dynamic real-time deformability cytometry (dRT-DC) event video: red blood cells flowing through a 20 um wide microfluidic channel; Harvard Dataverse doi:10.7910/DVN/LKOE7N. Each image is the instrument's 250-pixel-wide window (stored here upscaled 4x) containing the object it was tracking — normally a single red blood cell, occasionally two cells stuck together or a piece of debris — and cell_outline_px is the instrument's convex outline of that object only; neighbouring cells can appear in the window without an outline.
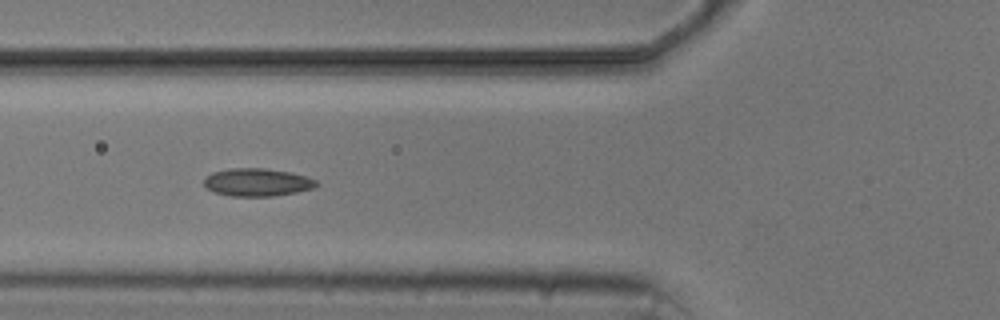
{"species": "common noctule bat (a hibernating species)", "species_latin": "Nyctalus noctula", "temperature_condition": "cold", "stored_images_in_passage": 10, "camera_frame_rate_fps": 3000, "um_per_image_px": 0.085, "animal": {"sex": "male", "body_mass_g": 20.5, "forearm_length_mm": 52.5}, "frame": {"image": 1, "passage_image": 5, "time_ms": 5.333, "image_size_px": [1000, 320], "cell_outline_px": [[320, 184], [316, 188], [296, 192], [272, 196], [232, 196], [216, 192], [208, 188], [204, 184], [204, 176], [212, 172], [232, 168], [264, 168], [292, 172], [316, 180]], "centroid_in_image_um": [21.89, 15.48], "position_along_channel_um": 103.9, "area_um2": 18.26}}
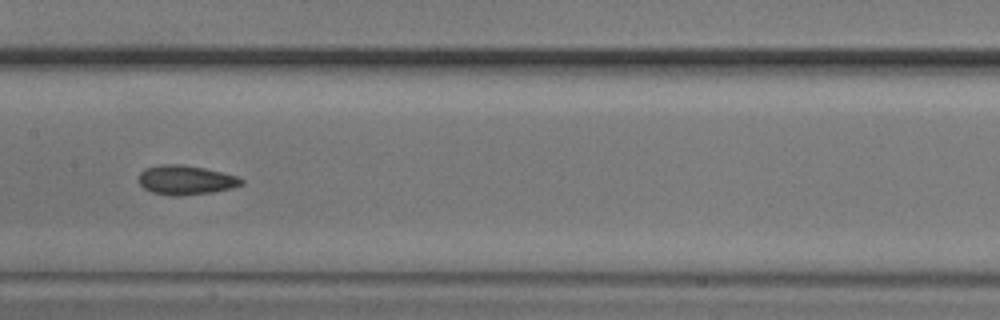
{"frame": {"image": 2, "passage_image": 7, "time_ms": 7.667, "image_size_px": [1000, 320], "cell_outline_px": [[244, 184], [232, 188], [212, 192], [176, 196], [168, 196], [152, 192], [144, 188], [140, 184], [140, 172], [144, 168], [160, 164], [180, 164], [204, 168], [236, 176], [244, 180]], "centroid_in_image_um": [15.78, 15.3], "position_along_channel_um": 191.6, "area_um2": 17.51}}
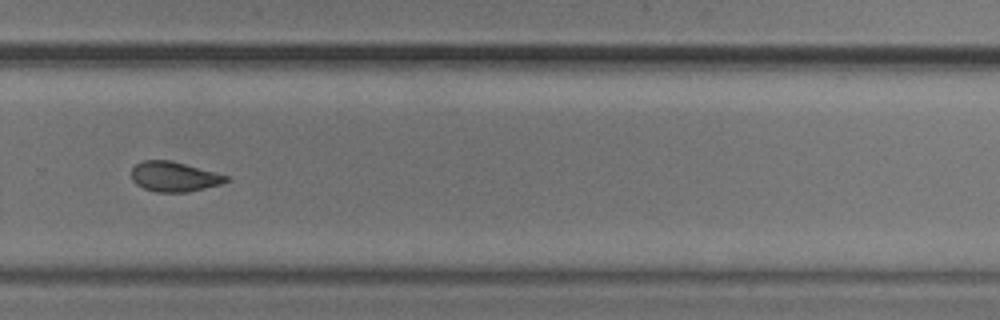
{"frame": {"image": 3, "passage_image": 10, "time_ms": 11.0, "image_size_px": [1000, 320], "cell_outline_px": [[228, 180], [220, 184], [188, 192], [156, 192], [144, 188], [136, 184], [132, 180], [132, 168], [136, 164], [144, 160], [172, 160], [216, 172], [228, 176]], "centroid_in_image_um": [14.79, 15.01], "position_along_channel_um": 315.0, "area_um2": 16.47}}